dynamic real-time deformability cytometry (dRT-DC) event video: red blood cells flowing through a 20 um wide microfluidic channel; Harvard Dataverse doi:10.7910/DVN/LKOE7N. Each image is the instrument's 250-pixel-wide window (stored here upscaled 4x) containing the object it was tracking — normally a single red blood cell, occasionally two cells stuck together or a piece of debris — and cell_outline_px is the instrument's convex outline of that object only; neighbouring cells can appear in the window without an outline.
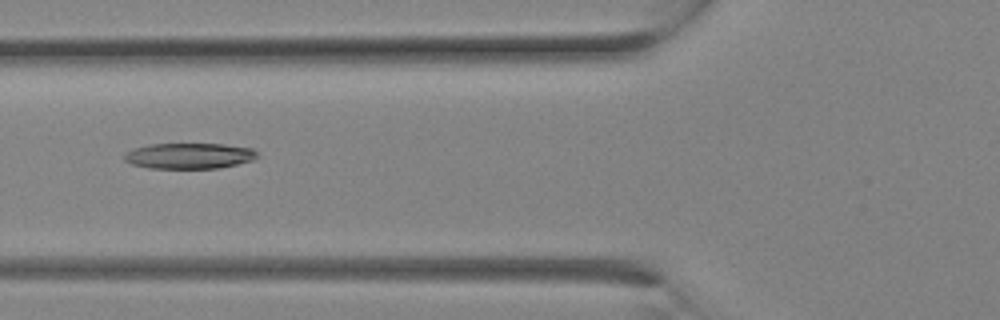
{"species": "Egyptian fruit bat (a non-hibernating species)", "species_latin": "Rousettus aegyptiacus", "temperature_condition": "room temperature", "stored_images_in_passage": 11, "camera_frame_rate_fps": 3000, "um_per_image_px": 0.085, "animal": {"sex": "female"}, "frame": {"image": 1, "passage_image": 10, "time_ms": 3.0, "image_size_px": [1000, 320], "cell_outline_px": [[256, 156], [252, 160], [220, 168], [148, 168], [132, 164], [124, 160], [124, 156], [132, 148], [148, 144], [224, 144], [252, 148], [256, 152]], "centroid_in_image_um": [16.05, 13.24], "position_along_channel_um": 109.8, "area_um2": 19.83}}